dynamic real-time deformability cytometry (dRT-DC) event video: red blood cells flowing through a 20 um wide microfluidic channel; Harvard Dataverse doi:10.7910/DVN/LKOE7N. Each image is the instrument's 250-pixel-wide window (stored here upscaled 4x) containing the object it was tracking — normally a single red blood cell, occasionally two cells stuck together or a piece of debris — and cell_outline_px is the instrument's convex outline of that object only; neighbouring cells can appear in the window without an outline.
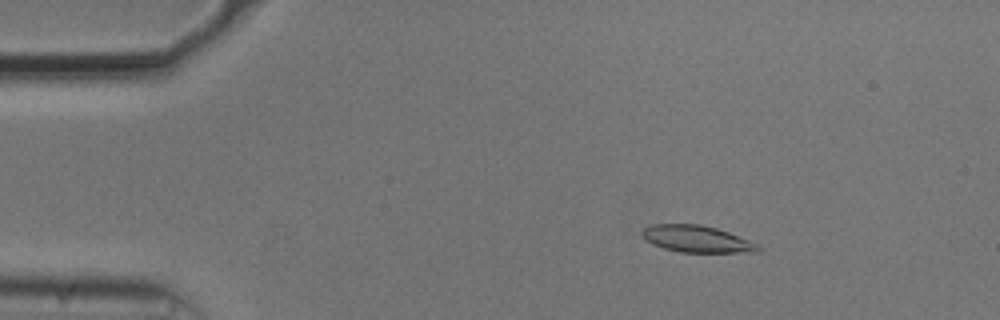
{"species": "common noctule bat (a hibernating species)", "species_latin": "Nyctalus noctula", "temperature_condition": "cold", "stored_images_in_passage": 56, "camera_frame_rate_fps": 3000, "um_per_image_px": 0.085, "animal": {"sex": "male", "body_mass_g": 20.5, "forearm_length_mm": 52.5}, "frame": {"image": 1, "passage_image": 9, "time_ms": 2.667, "image_size_px": [1000, 320], "cell_outline_px": [[764, 248], [760, 252], [680, 252], [664, 248], [652, 244], [640, 232], [644, 228], [652, 224], [700, 224], [716, 228], [728, 232], [748, 240]], "centroid_in_image_um": [59.24, 20.31], "position_along_channel_um": 25.8, "area_um2": 17.98}}
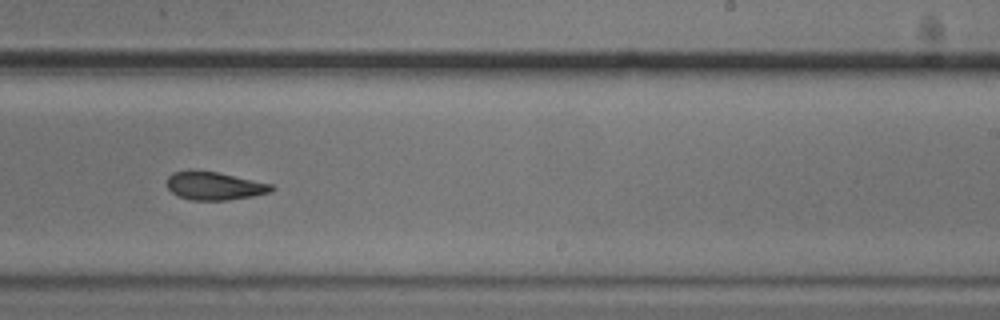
{"frame": {"image": 2, "passage_image": 34, "time_ms": 11.0, "image_size_px": [1000, 320], "cell_outline_px": [[276, 188], [268, 192], [252, 196], [228, 200], [192, 200], [180, 196], [172, 192], [168, 188], [168, 176], [172, 172], [196, 168], [216, 172], [272, 184]], "centroid_in_image_um": [18.19, 15.77], "position_along_channel_um": 270.8, "area_um2": 17.17}}
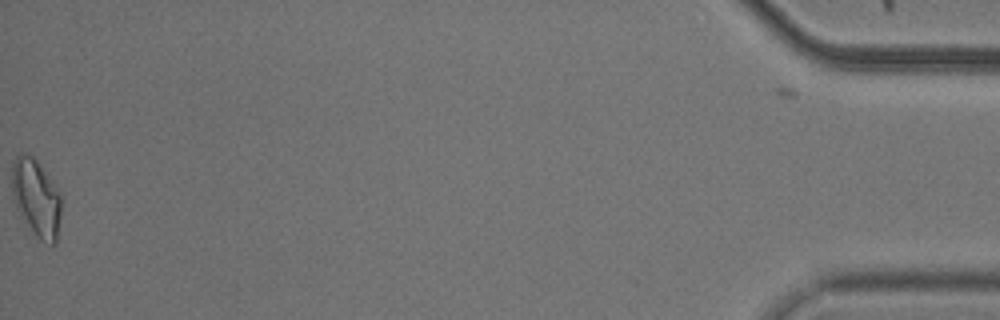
{"frame": {"image": 3, "passage_image": 55, "time_ms": 18.0, "image_size_px": [1000, 320], "cell_outline_px": [[60, 212], [56, 244], [52, 244], [40, 240], [36, 236], [16, 208], [12, 196], [12, 164], [16, 156], [20, 152], [24, 152], [32, 156], [36, 160], [56, 188], [60, 196]], "centroid_in_image_um": [3.05, 16.8], "position_along_channel_um": 432.2, "area_um2": 21.79}, "authors_computed_cell_mechanics": {"area_um2": 18.0625, "velocity_mm_per_s": 3.7155, "shape_relaxation_time_tau1_ms": null, "shape_relaxation_time_tau2_ms": 3.6774, "deformation_change_tau1": null, "deformation_change_tau2": 0.1039}}